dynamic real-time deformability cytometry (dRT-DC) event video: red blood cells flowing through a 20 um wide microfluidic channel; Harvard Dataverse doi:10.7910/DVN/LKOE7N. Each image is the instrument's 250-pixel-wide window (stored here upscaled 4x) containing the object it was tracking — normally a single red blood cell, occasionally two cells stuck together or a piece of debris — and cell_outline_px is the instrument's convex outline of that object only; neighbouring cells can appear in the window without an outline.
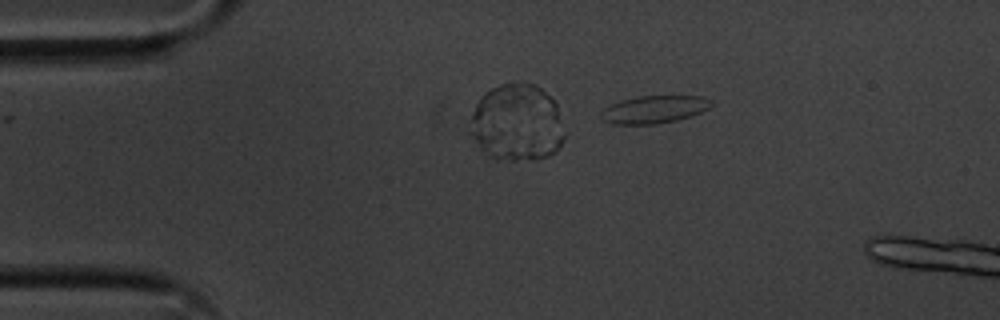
{"species": "common noctule bat (a hibernating species)", "species_latin": "Nyctalus noctula", "temperature_condition": "cold", "stored_images_in_passage": 3, "segment_of_instrument_passage": [2, 2], "camera_frame_rate_fps": 3000, "um_per_image_px": 0.085, "animal": {"sex": "male", "body_mass_g": 20.1, "forearm_length_mm": 53.5}, "frame": {"image": 1, "passage_image": 3, "time_ms": 0.667, "image_size_px": [1000, 320], "cell_outline_px": [[716, 104], [692, 116], [676, 120], [656, 124], [612, 124], [600, 120], [600, 112], [604, 108], [620, 100], [636, 96], [704, 96], [712, 100]], "centroid_in_image_um": [55.6, 9.3], "position_along_channel_um": 29.4, "area_um2": 18.03}}